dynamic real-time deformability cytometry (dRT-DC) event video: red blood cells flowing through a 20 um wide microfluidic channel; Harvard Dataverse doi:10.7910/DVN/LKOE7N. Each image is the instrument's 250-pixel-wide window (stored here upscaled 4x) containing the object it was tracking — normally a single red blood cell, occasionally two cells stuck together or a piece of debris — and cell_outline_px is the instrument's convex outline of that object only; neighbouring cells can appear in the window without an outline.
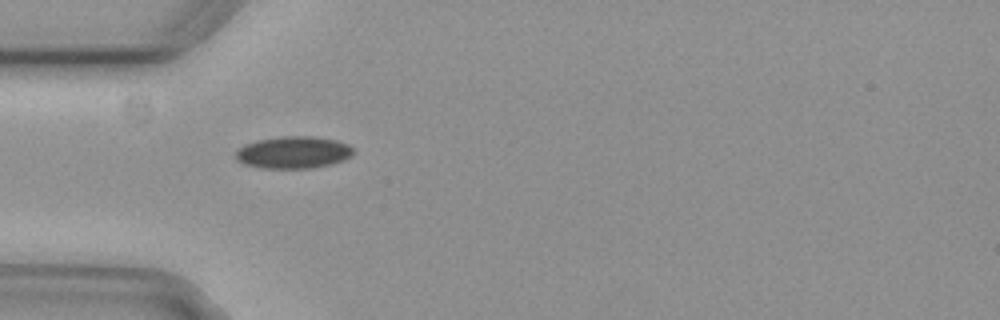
{"species": "common noctule bat (a hibernating species)", "species_latin": "Nyctalus noctula", "temperature_condition": "cold", "stored_images_in_passage": 2, "camera_frame_rate_fps": 3000, "um_per_image_px": 0.085, "animal": {"sex": "female", "body_mass_g": 29.2, "forearm_length_mm": 56.3}, "frame": {"image": 1, "passage_image": 1, "time_ms": 0.0, "image_size_px": [1000, 320], "cell_outline_px": [[356, 152], [352, 156], [344, 160], [332, 164], [308, 168], [260, 168], [244, 164], [236, 160], [236, 152], [244, 144], [256, 140], [280, 136], [312, 136], [336, 140], [348, 144]], "centroid_in_image_um": [24.95, 12.95], "position_along_channel_um": 60.1, "area_um2": 22.2}}